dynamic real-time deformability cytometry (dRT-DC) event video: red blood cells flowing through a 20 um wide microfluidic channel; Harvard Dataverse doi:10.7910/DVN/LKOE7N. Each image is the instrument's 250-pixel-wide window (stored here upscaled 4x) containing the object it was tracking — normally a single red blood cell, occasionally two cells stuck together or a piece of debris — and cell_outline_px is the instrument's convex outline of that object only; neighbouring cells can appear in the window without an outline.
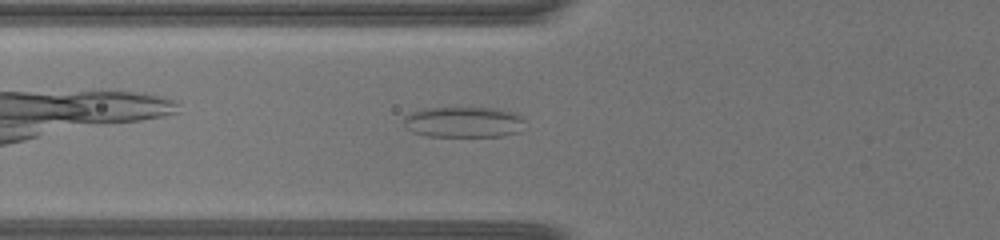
{"species": "common noctule bat (a hibernating species)", "species_latin": "Nyctalus noctula", "temperature_condition": "warm", "stored_images_in_passage": 49, "camera_frame_rate_fps": 3000, "um_per_image_px": 0.085, "animal": {"sex": "female", "body_mass_g": 19.5, "forearm_length_mm": 54.1}, "frame": {"image": 1, "passage_image": 9, "time_ms": 2.667, "image_size_px": [1000, 240], "cell_outline_px": [[524, 120], [516, 132], [500, 136], [428, 136], [412, 132], [404, 124], [404, 116], [412, 112], [428, 108], [496, 108], [516, 112], [524, 116]], "centroid_in_image_um": [39.4, 10.37], "position_along_channel_um": 86.4, "area_um2": 21.56}}
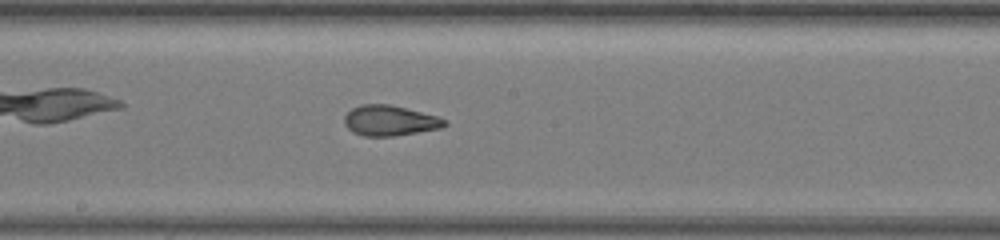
{"frame": {"image": 2, "passage_image": 21, "time_ms": 6.667, "image_size_px": [1000, 240], "cell_outline_px": [[448, 124], [440, 128], [392, 136], [364, 136], [352, 132], [344, 124], [344, 116], [352, 108], [364, 104], [388, 104], [436, 116], [448, 120]], "centroid_in_image_um": [33.11, 10.25], "position_along_channel_um": 215.1, "area_um2": 17.51}}
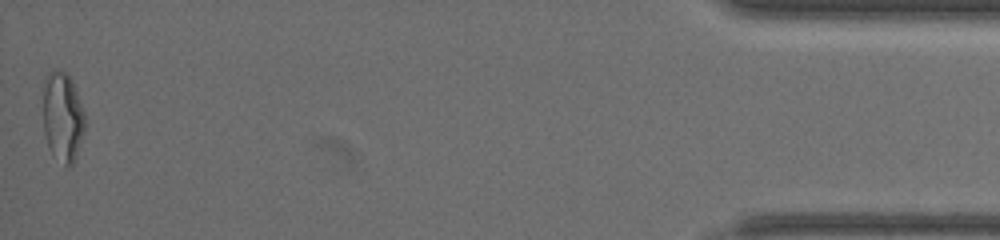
{"frame": {"image": 3, "passage_image": 49, "time_ms": 16.0, "image_size_px": [1000, 240], "cell_outline_px": [[84, 132], [76, 156], [72, 164], [64, 164], [48, 148], [44, 132], [44, 80], [48, 72], [56, 68], [64, 72], [72, 80], [84, 112]], "centroid_in_image_um": [5.32, 9.89], "position_along_channel_um": 429.9, "area_um2": 21.5}, "authors_computed_cell_mechanics": {"area_um2": 18.1492, "velocity_mm_per_s": 3.1949, "shape_relaxation_time_tau1_ms": null, "shape_relaxation_time_tau2_ms": 1.4042, "deformation_change_tau1": null, "deformation_change_tau2": 0.0862}}